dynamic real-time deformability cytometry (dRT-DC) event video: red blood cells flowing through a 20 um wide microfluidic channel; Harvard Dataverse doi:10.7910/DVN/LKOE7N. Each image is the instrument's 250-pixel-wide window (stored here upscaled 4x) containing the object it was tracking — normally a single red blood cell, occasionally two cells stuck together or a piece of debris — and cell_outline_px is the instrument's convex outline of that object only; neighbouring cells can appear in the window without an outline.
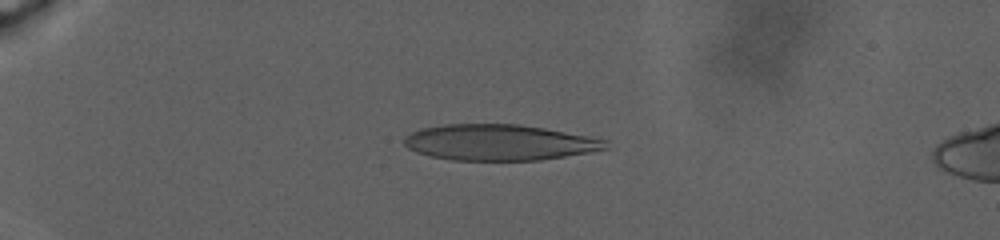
{"species": "human", "species_latin": "Homo sapiens", "temperature_condition": "warm", "stored_images_in_passage": 75, "camera_frame_rate_fps": 3000, "um_per_image_px": 0.085, "donor": {"sex": "male"}, "frame": {"image": 1, "passage_image": 11, "time_ms": 3.667, "image_size_px": [1000, 240], "cell_outline_px": [[608, 148], [588, 152], [540, 160], [452, 160], [432, 156], [416, 152], [408, 148], [404, 144], [404, 136], [420, 128], [444, 124], [520, 124], [544, 128], [608, 140]], "centroid_in_image_um": [42.4, 12.1], "position_along_channel_um": 42.6, "area_um2": 42.02}}
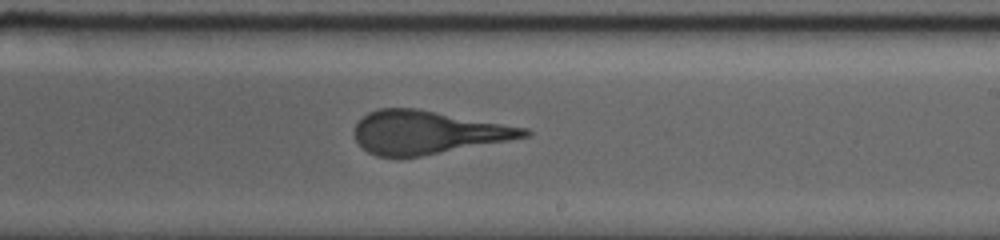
{"frame": {"image": 2, "passage_image": 46, "time_ms": 15.667, "image_size_px": [1000, 240], "cell_outline_px": [[532, 132], [528, 136], [508, 140], [420, 156], [376, 156], [368, 152], [356, 140], [356, 124], [368, 112], [380, 108], [416, 108], [528, 128]], "centroid_in_image_um": [36.34, 11.24], "position_along_channel_um": 252.7, "area_um2": 41.96}}
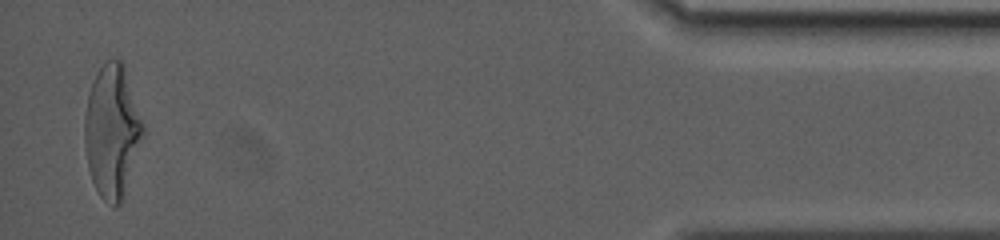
{"frame": {"image": 3, "passage_image": 75, "time_ms": 26.0, "image_size_px": [1000, 240], "cell_outline_px": [[144, 136], [124, 196], [120, 204], [116, 208], [112, 208], [100, 196], [92, 180], [88, 168], [84, 140], [84, 120], [88, 96], [96, 72], [104, 60], [112, 56], [120, 60], [124, 64], [144, 128]], "centroid_in_image_um": [9.52, 11.15], "position_along_channel_um": 425.7, "area_um2": 45.43}}